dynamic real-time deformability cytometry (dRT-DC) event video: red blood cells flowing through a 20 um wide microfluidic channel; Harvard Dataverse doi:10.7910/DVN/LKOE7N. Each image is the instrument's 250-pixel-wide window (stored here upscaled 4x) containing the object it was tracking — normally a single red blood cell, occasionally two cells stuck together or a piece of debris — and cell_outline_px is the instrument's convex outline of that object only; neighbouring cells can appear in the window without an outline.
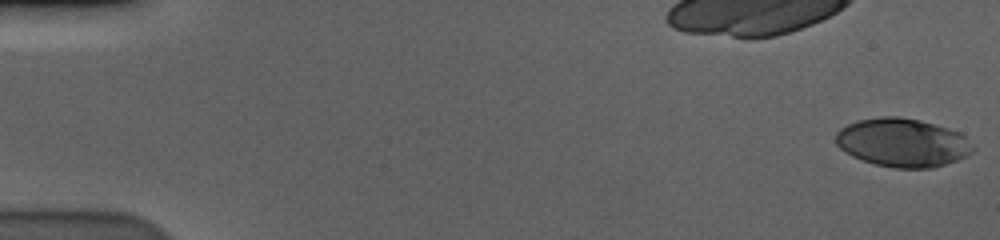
{"species": "human", "species_latin": "Homo sapiens", "temperature_condition": "cold", "stored_images_in_passage": 58, "camera_frame_rate_fps": 3000, "um_per_image_px": 0.085, "donor": {"sex": "male"}, "frame": {"image": 1, "passage_image": 1, "time_ms": 0.0, "image_size_px": [1000, 240], "cell_outline_px": [[976, 148], [972, 152], [956, 160], [932, 168], [892, 168], [876, 164], [852, 156], [840, 148], [836, 144], [836, 132], [840, 128], [856, 120], [880, 116], [900, 116], [948, 128], [960, 132]], "centroid_in_image_um": [76.7, 12.11], "position_along_channel_um": 8.3, "area_um2": 38.61}}
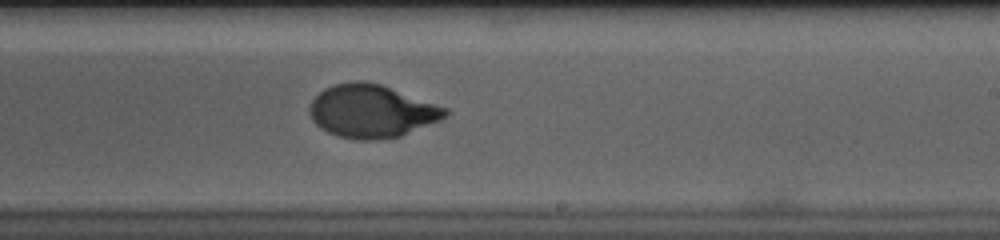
{"frame": {"image": 2, "passage_image": 36, "time_ms": 11.667, "image_size_px": [1000, 240], "cell_outline_px": [[452, 112], [448, 116], [440, 120], [400, 136], [376, 140], [356, 140], [336, 136], [320, 128], [312, 120], [308, 112], [308, 108], [312, 100], [324, 88], [332, 84], [380, 84], [448, 108]], "centroid_in_image_um": [31.6, 9.49], "position_along_channel_um": 257.4, "area_um2": 41.38}}
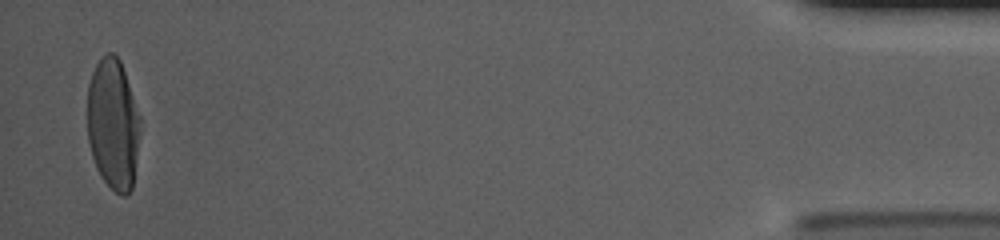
{"frame": {"image": 3, "passage_image": 57, "time_ms": 18.667, "image_size_px": [1000, 240], "cell_outline_px": [[144, 120], [132, 188], [124, 196], [120, 196], [100, 176], [96, 168], [92, 156], [88, 140], [88, 84], [92, 72], [96, 64], [108, 52], [112, 52], [120, 60]], "centroid_in_image_um": [9.67, 10.55], "position_along_channel_um": 425.5, "area_um2": 41.33}, "authors_computed_cell_mechanics": {"area_um2": 41.1536, "velocity_mm_per_s": 3.5835, "shape_relaxation_time_tau1_ms": 4.7472, "shape_relaxation_time_tau2_ms": null, "deformation_change_tau1": 0.2376, "deformation_change_tau2": null}}